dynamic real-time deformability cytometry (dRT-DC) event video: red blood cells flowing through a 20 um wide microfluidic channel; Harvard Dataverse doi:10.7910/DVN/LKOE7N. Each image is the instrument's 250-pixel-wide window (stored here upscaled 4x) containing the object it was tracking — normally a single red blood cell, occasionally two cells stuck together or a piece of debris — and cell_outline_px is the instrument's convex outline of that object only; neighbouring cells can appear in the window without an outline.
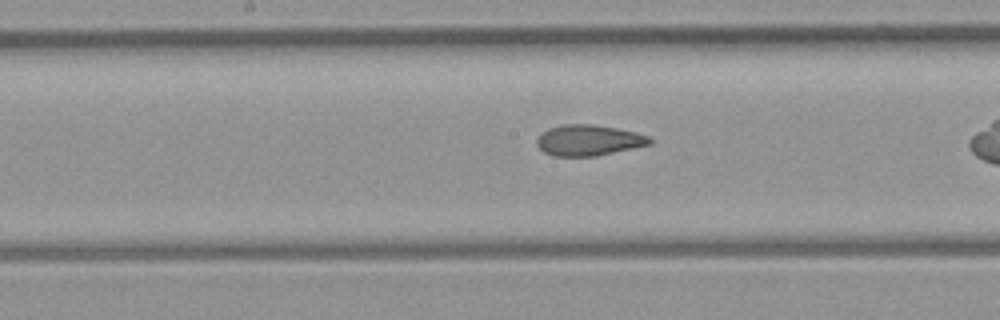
{"species": "common noctule bat (a hibernating species)", "species_latin": "Nyctalus noctula", "temperature_condition": "room temperature", "stored_images_in_passage": 31, "camera_frame_rate_fps": 3000, "um_per_image_px": 0.085, "animal": {"sex": "female", "body_mass_g": 21.9}, "frame": {"image": 1, "passage_image": 18, "time_ms": 5.667, "image_size_px": [1000, 320], "cell_outline_px": [[652, 144], [596, 156], [552, 156], [544, 152], [536, 144], [536, 140], [548, 128], [564, 124], [592, 124], [616, 128], [636, 132], [648, 136], [652, 140]], "centroid_in_image_um": [50.04, 11.92], "position_along_channel_um": 198.2, "area_um2": 20.23}}
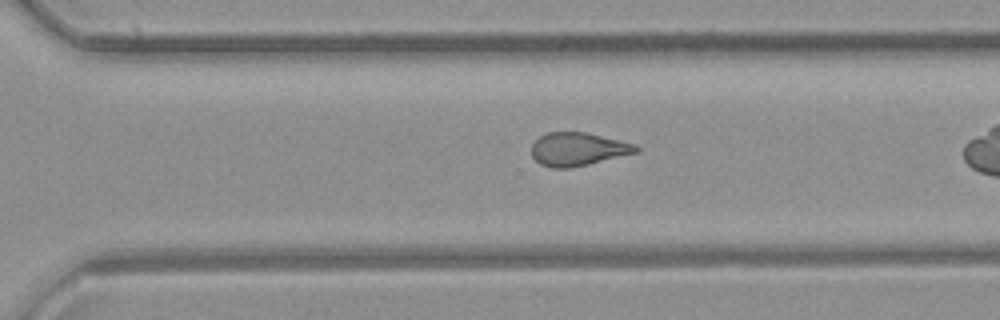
{"frame": {"image": 2, "passage_image": 27, "time_ms": 8.667, "image_size_px": [1000, 320], "cell_outline_px": [[640, 152], [572, 168], [552, 168], [540, 164], [532, 156], [532, 144], [540, 136], [548, 132], [584, 132], [620, 140], [636, 144], [640, 148]], "centroid_in_image_um": [49.15, 12.69], "position_along_channel_um": 321.4, "area_um2": 20.35}}